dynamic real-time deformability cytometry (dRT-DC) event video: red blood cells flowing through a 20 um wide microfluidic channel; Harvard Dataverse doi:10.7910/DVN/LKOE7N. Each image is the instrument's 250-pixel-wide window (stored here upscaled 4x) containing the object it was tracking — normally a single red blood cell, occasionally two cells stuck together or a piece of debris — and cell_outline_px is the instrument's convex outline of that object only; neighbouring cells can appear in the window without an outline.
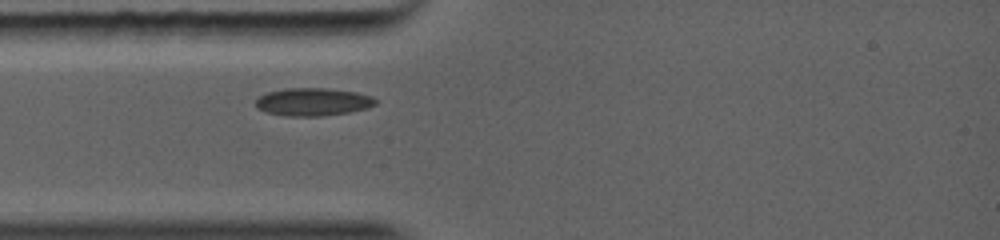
{"species": "common noctule bat (a hibernating species)", "species_latin": "Nyctalus noctula", "temperature_condition": "warm", "stored_images_in_passage": 24, "camera_frame_rate_fps": 5000, "um_per_image_px": 0.085, "animal": {"sex": "female", "body_mass_g": 19.0, "forearm_length_mm": 56.7}, "frame": {"image": 1, "passage_image": 1, "time_ms": 0.0, "image_size_px": [1000, 240], "cell_outline_px": [[380, 100], [376, 104], [368, 108], [348, 112], [312, 116], [304, 116], [268, 112], [256, 108], [256, 100], [260, 96], [268, 92], [284, 88], [328, 88], [356, 92], [372, 96]], "centroid_in_image_um": [26.66, 8.63], "position_along_channel_um": 58.3, "area_um2": 19.13}}
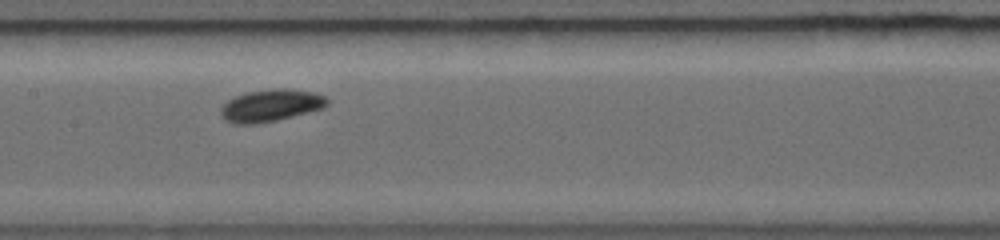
{"frame": {"image": 2, "passage_image": 6, "time_ms": 2.6, "image_size_px": [1000, 240], "cell_outline_px": [[328, 104], [320, 108], [272, 120], [232, 120], [224, 116], [224, 104], [228, 100], [244, 92], [272, 88], [292, 88], [316, 92], [328, 96]], "centroid_in_image_um": [23.19, 8.83], "position_along_channel_um": 184.2, "area_um2": 18.44}}
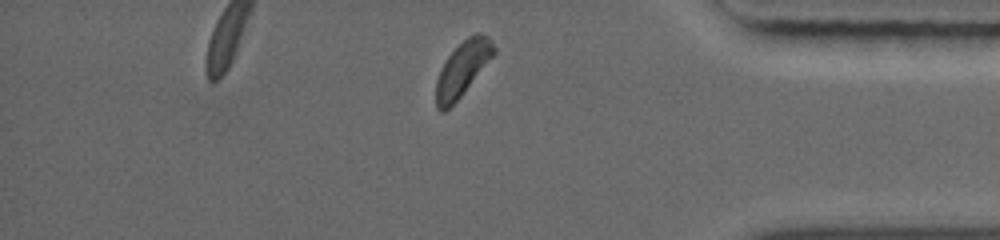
{"frame": {"image": 3, "passage_image": 24, "time_ms": 7.4, "image_size_px": [1000, 240], "cell_outline_px": [[496, 52], [460, 96], [448, 108], [440, 108], [436, 104], [436, 80], [448, 56], [468, 36], [476, 32], [480, 32], [488, 36], [496, 48]], "centroid_in_image_um": [39.35, 5.77], "position_along_channel_um": 395.9, "area_um2": 17.57}}